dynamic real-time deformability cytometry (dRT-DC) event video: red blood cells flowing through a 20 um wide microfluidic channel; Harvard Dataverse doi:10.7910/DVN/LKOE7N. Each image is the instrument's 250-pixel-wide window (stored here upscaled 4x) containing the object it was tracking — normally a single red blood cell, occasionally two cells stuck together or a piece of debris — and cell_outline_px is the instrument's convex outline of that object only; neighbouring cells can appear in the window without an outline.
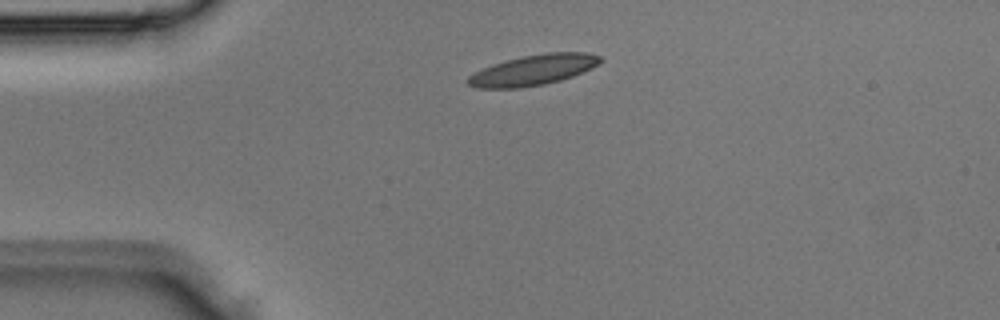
{"species": "Egyptian fruit bat (a non-hibernating species)", "species_latin": "Rousettus aegyptiacus", "temperature_condition": "room temperature", "stored_images_in_passage": 2, "camera_frame_rate_fps": 3000, "um_per_image_px": 0.085, "animal": {"sex": "male"}, "frame": {"image": 1, "passage_image": 1, "time_ms": 0.0, "image_size_px": [1000, 320], "cell_outline_px": [[604, 60], [592, 68], [572, 76], [560, 80], [544, 84], [520, 88], [476, 88], [468, 84], [468, 76], [492, 64], [524, 56], [548, 52], [588, 52], [600, 56]], "centroid_in_image_um": [45.37, 5.95], "position_along_channel_um": 39.6, "area_um2": 23.29}}